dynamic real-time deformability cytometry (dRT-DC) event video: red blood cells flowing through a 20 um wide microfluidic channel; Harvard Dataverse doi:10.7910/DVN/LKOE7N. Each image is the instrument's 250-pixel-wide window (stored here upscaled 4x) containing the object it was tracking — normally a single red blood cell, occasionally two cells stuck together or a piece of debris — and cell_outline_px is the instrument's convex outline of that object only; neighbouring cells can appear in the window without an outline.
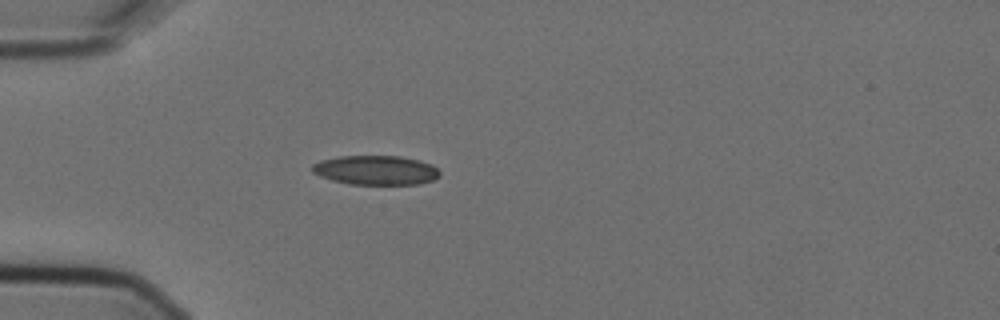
{"species": "Egyptian fruit bat (a non-hibernating species)", "species_latin": "Rousettus aegyptiacus", "temperature_condition": "cold", "stored_images_in_passage": 4, "camera_frame_rate_fps": 3000, "um_per_image_px": 0.085, "animal": {"sex": "female"}, "frame": {"image": 1, "passage_image": 3, "time_ms": 0.667, "image_size_px": [1000, 320], "cell_outline_px": [[440, 176], [432, 180], [420, 184], [348, 184], [332, 180], [320, 176], [312, 172], [312, 164], [320, 160], [340, 156], [400, 156], [420, 160], [432, 164], [440, 172]], "centroid_in_image_um": [31.95, 14.46], "position_along_channel_um": 53.1, "area_um2": 21.91}}